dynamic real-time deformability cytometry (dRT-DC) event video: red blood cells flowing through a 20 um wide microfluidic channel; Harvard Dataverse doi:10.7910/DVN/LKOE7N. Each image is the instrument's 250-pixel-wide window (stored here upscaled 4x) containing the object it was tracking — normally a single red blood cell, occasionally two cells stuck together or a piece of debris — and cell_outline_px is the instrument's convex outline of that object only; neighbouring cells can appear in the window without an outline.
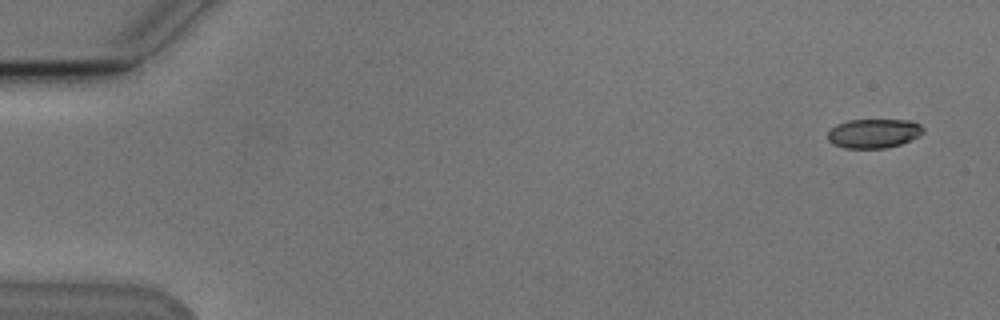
{"species": "Egyptian fruit bat (a non-hibernating species)", "species_latin": "Rousettus aegyptiacus", "temperature_condition": "cold", "stored_images_in_passage": 5, "camera_frame_rate_fps": 3000, "um_per_image_px": 0.085, "animal": {"sex": "male"}, "frame": {"image": 1, "passage_image": 1, "time_ms": 0.0, "image_size_px": [1000, 320], "cell_outline_px": [[924, 132], [920, 136], [900, 144], [884, 148], [844, 148], [832, 144], [828, 140], [828, 132], [836, 124], [848, 120], [912, 120], [920, 124], [924, 128]], "centroid_in_image_um": [74.28, 11.33], "position_along_channel_um": 10.7, "area_um2": 16.36}}
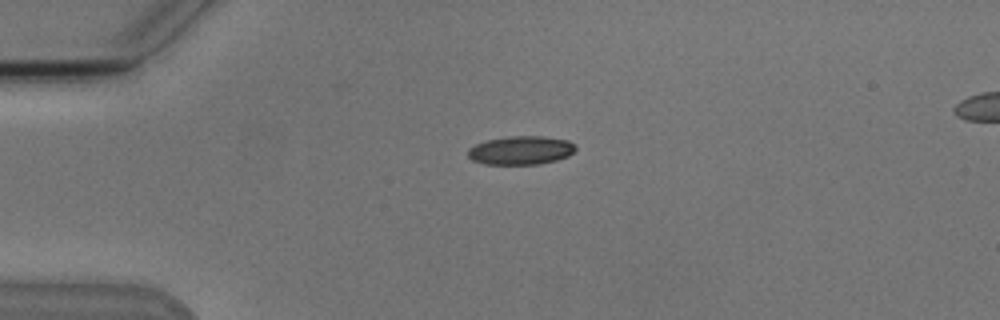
{"frame": {"image": 2, "passage_image": 4, "time_ms": 3.667, "image_size_px": [1000, 320], "cell_outline_px": [[576, 148], [568, 156], [556, 160], [540, 164], [484, 164], [472, 160], [468, 156], [468, 148], [476, 144], [488, 140], [508, 136], [540, 136], [568, 140], [576, 144]], "centroid_in_image_um": [44.28, 12.78], "position_along_channel_um": 40.7, "area_um2": 17.92}}